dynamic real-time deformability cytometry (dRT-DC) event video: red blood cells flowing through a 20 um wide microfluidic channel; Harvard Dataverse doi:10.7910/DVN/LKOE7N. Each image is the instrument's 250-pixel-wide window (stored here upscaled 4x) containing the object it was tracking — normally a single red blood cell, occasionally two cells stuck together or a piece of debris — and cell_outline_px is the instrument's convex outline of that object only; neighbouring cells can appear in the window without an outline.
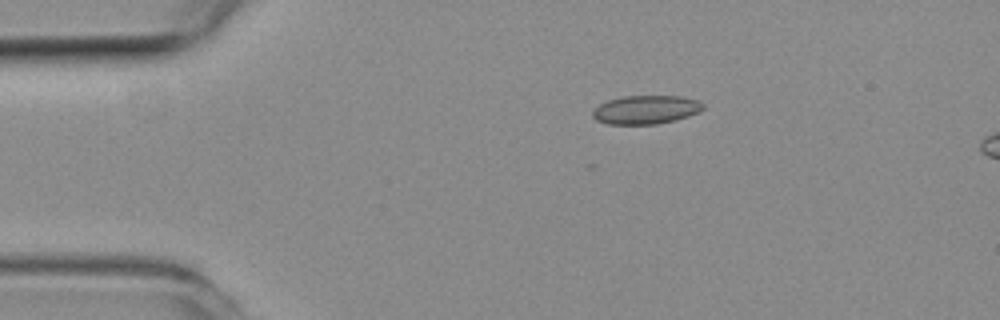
{"species": "common noctule bat (a hibernating species)", "species_latin": "Nyctalus noctula", "temperature_condition": "room temperature", "stored_images_in_passage": 6, "camera_frame_rate_fps": 3000, "um_per_image_px": 0.085, "animal": {"sex": "female", "body_mass_g": 19.3, "forearm_length_mm": 54.1}, "frame": {"image": 1, "passage_image": 1, "time_ms": 0.0, "image_size_px": [1000, 320], "cell_outline_px": [[704, 108], [700, 112], [676, 120], [656, 124], [608, 124], [596, 120], [592, 116], [592, 112], [600, 104], [608, 100], [624, 96], [680, 96], [696, 100], [704, 104]], "centroid_in_image_um": [54.91, 9.33], "position_along_channel_um": 30.1, "area_um2": 18.38}}